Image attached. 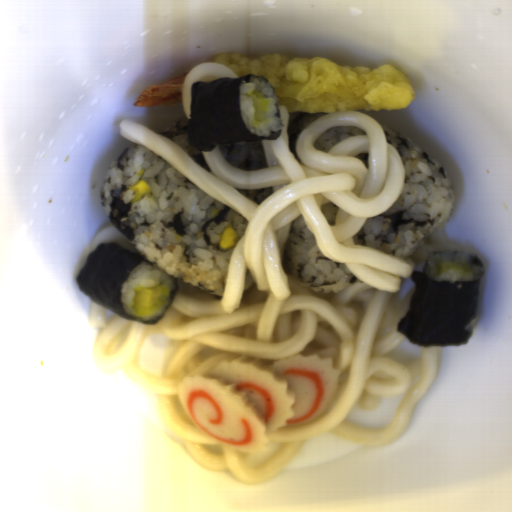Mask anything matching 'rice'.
I'll return each mask as SVG.
<instances>
[{
	"mask_svg": "<svg viewBox=\"0 0 512 512\" xmlns=\"http://www.w3.org/2000/svg\"><path fill=\"white\" fill-rule=\"evenodd\" d=\"M139 179L151 190L131 203L129 187ZM98 195L109 224L136 253L177 281L222 298L236 245L222 250L218 243L230 227L238 242L248 225L245 217L134 141L110 166Z\"/></svg>",
	"mask_w": 512,
	"mask_h": 512,
	"instance_id": "1",
	"label": "rice"
},
{
	"mask_svg": "<svg viewBox=\"0 0 512 512\" xmlns=\"http://www.w3.org/2000/svg\"><path fill=\"white\" fill-rule=\"evenodd\" d=\"M272 187L259 188V189H238L237 193L254 203L260 205L264 202L271 194Z\"/></svg>",
	"mask_w": 512,
	"mask_h": 512,
	"instance_id": "11",
	"label": "rice"
},
{
	"mask_svg": "<svg viewBox=\"0 0 512 512\" xmlns=\"http://www.w3.org/2000/svg\"><path fill=\"white\" fill-rule=\"evenodd\" d=\"M263 93L268 101L269 108L265 112L263 122L254 117V104L251 95ZM239 107L243 122L250 134L258 137H269L272 132H278L284 127L283 121L277 117L278 97L268 80L251 77L243 81L239 88Z\"/></svg>",
	"mask_w": 512,
	"mask_h": 512,
	"instance_id": "5",
	"label": "rice"
},
{
	"mask_svg": "<svg viewBox=\"0 0 512 512\" xmlns=\"http://www.w3.org/2000/svg\"><path fill=\"white\" fill-rule=\"evenodd\" d=\"M366 133L367 131L360 126L337 125L326 129L312 144L314 148L328 153L331 147L339 143L344 138L355 135H366Z\"/></svg>",
	"mask_w": 512,
	"mask_h": 512,
	"instance_id": "9",
	"label": "rice"
},
{
	"mask_svg": "<svg viewBox=\"0 0 512 512\" xmlns=\"http://www.w3.org/2000/svg\"><path fill=\"white\" fill-rule=\"evenodd\" d=\"M218 147L227 164L240 171H257L267 166L262 140L233 141Z\"/></svg>",
	"mask_w": 512,
	"mask_h": 512,
	"instance_id": "7",
	"label": "rice"
},
{
	"mask_svg": "<svg viewBox=\"0 0 512 512\" xmlns=\"http://www.w3.org/2000/svg\"><path fill=\"white\" fill-rule=\"evenodd\" d=\"M380 126L387 144L400 157L403 186L395 203L368 218L352 241L355 246H370L408 259L429 243L432 232L443 230L457 197L438 161L394 127Z\"/></svg>",
	"mask_w": 512,
	"mask_h": 512,
	"instance_id": "2",
	"label": "rice"
},
{
	"mask_svg": "<svg viewBox=\"0 0 512 512\" xmlns=\"http://www.w3.org/2000/svg\"><path fill=\"white\" fill-rule=\"evenodd\" d=\"M161 288L162 294L156 306L143 308L136 306L137 293L142 288ZM176 287L171 276L147 263L132 270L121 287L120 300L125 313L140 321L154 320L160 317L171 304V292Z\"/></svg>",
	"mask_w": 512,
	"mask_h": 512,
	"instance_id": "4",
	"label": "rice"
},
{
	"mask_svg": "<svg viewBox=\"0 0 512 512\" xmlns=\"http://www.w3.org/2000/svg\"><path fill=\"white\" fill-rule=\"evenodd\" d=\"M330 112L306 113L305 111H289V120L286 128L287 141L290 151L296 157V141L306 126L315 119Z\"/></svg>",
	"mask_w": 512,
	"mask_h": 512,
	"instance_id": "10",
	"label": "rice"
},
{
	"mask_svg": "<svg viewBox=\"0 0 512 512\" xmlns=\"http://www.w3.org/2000/svg\"><path fill=\"white\" fill-rule=\"evenodd\" d=\"M474 255L468 253L444 250L432 254L424 266L426 275L436 281L469 282L481 277L483 269L473 261ZM441 262L461 264L463 270H448L440 272Z\"/></svg>",
	"mask_w": 512,
	"mask_h": 512,
	"instance_id": "6",
	"label": "rice"
},
{
	"mask_svg": "<svg viewBox=\"0 0 512 512\" xmlns=\"http://www.w3.org/2000/svg\"><path fill=\"white\" fill-rule=\"evenodd\" d=\"M280 261L282 271L311 292L335 294L358 281L344 263L329 259L319 250L302 215L288 229Z\"/></svg>",
	"mask_w": 512,
	"mask_h": 512,
	"instance_id": "3",
	"label": "rice"
},
{
	"mask_svg": "<svg viewBox=\"0 0 512 512\" xmlns=\"http://www.w3.org/2000/svg\"><path fill=\"white\" fill-rule=\"evenodd\" d=\"M189 121L190 119L187 116L183 119L174 122L165 129L155 133L159 134L160 136L166 138L167 140L173 142L174 144L185 150L194 163L203 167L209 172L211 169L206 163L202 151L196 150L189 143L187 135V124Z\"/></svg>",
	"mask_w": 512,
	"mask_h": 512,
	"instance_id": "8",
	"label": "rice"
}]
</instances>
